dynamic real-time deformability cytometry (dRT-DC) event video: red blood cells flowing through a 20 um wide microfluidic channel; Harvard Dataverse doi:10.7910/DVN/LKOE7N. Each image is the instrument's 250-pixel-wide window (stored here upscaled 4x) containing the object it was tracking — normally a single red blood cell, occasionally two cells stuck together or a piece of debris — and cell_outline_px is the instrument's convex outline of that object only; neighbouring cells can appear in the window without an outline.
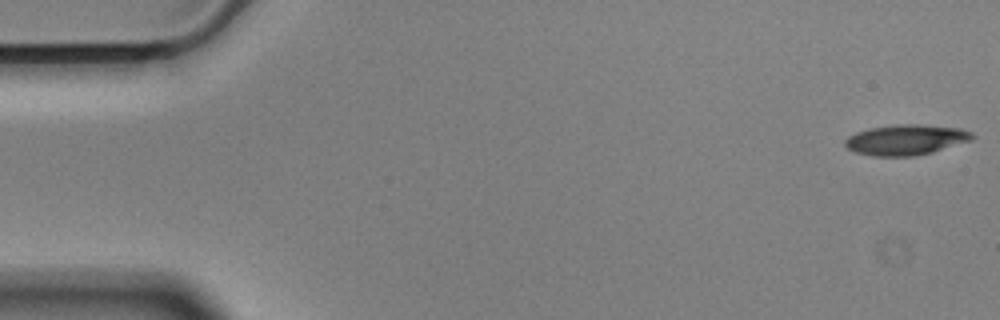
{"species": "Egyptian fruit bat (a non-hibernating species)", "species_latin": "Rousettus aegyptiacus", "temperature_condition": "cold", "stored_images_in_passage": 56, "camera_frame_rate_fps": 3000, "um_per_image_px": 0.085, "animal": {"sex": "male"}, "frame": {"image": 1, "passage_image": 1, "time_ms": 0.0, "image_size_px": [1000, 320], "cell_outline_px": [[976, 136], [972, 140], [932, 152], [916, 156], [872, 156], [856, 152], [848, 148], [844, 144], [844, 140], [848, 136], [856, 132], [872, 128], [896, 124], [920, 124], [960, 128], [972, 132]], "centroid_in_image_um": [77.02, 11.88], "position_along_channel_um": 8.0, "area_um2": 22.6}}
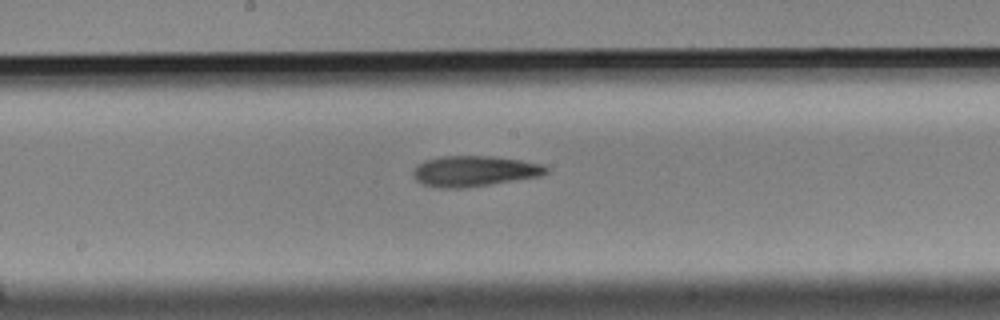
{"frame": {"image": 2, "passage_image": 29, "time_ms": 9.333, "image_size_px": [1000, 320], "cell_outline_px": [[548, 172], [540, 176], [464, 188], [440, 188], [424, 184], [416, 180], [412, 172], [416, 164], [424, 160], [444, 156], [492, 156], [520, 160], [544, 164], [548, 168]], "centroid_in_image_um": [40.3, 14.54], "position_along_channel_um": 207.9, "area_um2": 23.7}}
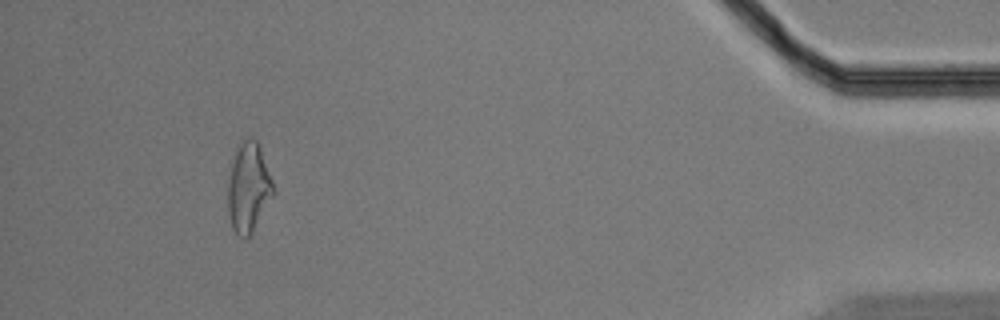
{"frame": {"image": 3, "passage_image": 52, "time_ms": 17.0, "image_size_px": [1000, 320], "cell_outline_px": [[276, 192], [252, 232], [244, 240], [236, 236], [232, 228], [228, 212], [228, 180], [232, 164], [236, 152], [240, 144], [248, 136], [252, 136], [256, 140], [260, 148], [272, 180]], "centroid_in_image_um": [21.13, 16.0], "position_along_channel_um": 414.1, "area_um2": 23.64}, "authors_computed_cell_mechanics": {"area_um2": 22.8599, "velocity_mm_per_s": 3.552, "shape_relaxation_time_tau1_ms": 8.5223, "shape_relaxation_time_tau2_ms": 9.7301, "deformation_change_tau1": 0.2143, "deformation_change_tau2": 0.2484}}